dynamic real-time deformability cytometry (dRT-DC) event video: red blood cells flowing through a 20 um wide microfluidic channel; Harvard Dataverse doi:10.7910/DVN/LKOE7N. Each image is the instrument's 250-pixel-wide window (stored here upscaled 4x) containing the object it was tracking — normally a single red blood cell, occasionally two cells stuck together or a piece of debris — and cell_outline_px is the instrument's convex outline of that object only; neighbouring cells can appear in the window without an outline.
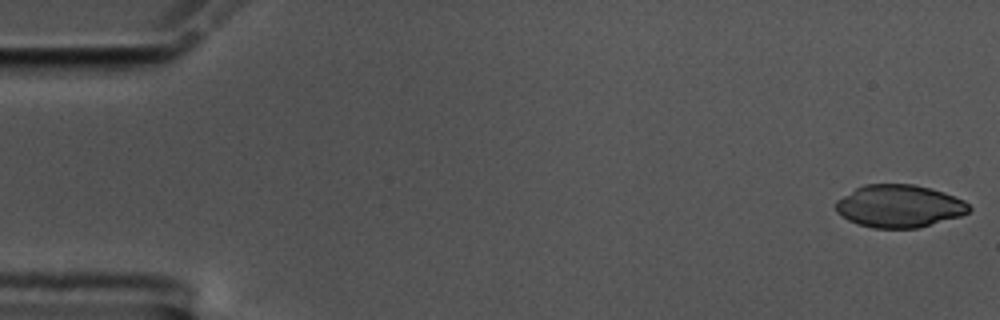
{"species": "common noctule bat (a hibernating species)", "species_latin": "Nyctalus noctula", "temperature_condition": "cold", "stored_images_in_passage": 13, "camera_frame_rate_fps": 3000, "um_per_image_px": 0.085, "animal": {"sex": "male", "body_mass_g": 17.5, "forearm_length_mm": 52.3}, "frame": {"image": 1, "passage_image": 1, "time_ms": 0.0, "image_size_px": [1000, 320], "cell_outline_px": [[972, 208], [968, 212], [960, 216], [920, 228], [872, 228], [848, 220], [836, 212], [836, 200], [856, 188], [864, 184], [912, 184], [932, 188], [944, 192], [964, 200]], "centroid_in_image_um": [76.45, 17.52], "position_along_channel_um": 8.6, "area_um2": 33.18}}